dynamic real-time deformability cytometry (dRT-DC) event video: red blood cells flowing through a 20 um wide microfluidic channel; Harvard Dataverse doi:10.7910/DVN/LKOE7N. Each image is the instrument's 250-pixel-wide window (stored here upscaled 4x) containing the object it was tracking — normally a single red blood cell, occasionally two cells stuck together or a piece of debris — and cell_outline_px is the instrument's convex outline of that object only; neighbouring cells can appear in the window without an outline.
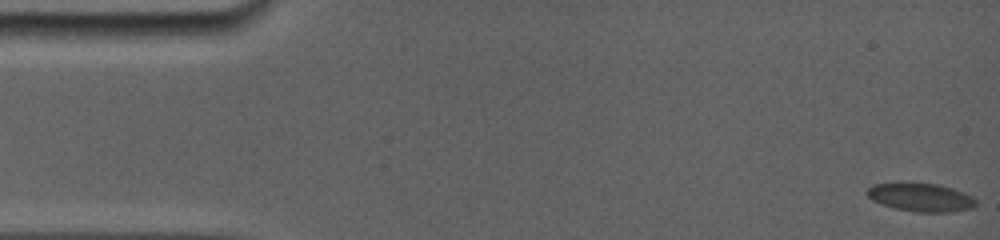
{"species": "common noctule bat (a hibernating species)", "species_latin": "Nyctalus noctula", "temperature_condition": "room temperature", "stored_images_in_passage": 72, "camera_frame_rate_fps": 5000, "um_per_image_px": 0.085, "animal": {"sex": "female", "body_mass_g": 19.0, "forearm_length_mm": 56.7}, "frame": {"image": 1, "passage_image": 1, "time_ms": 0.0, "image_size_px": [1000, 240], "cell_outline_px": [[976, 204], [972, 208], [952, 212], [916, 212], [896, 208], [880, 204], [872, 200], [868, 196], [868, 188], [872, 184], [936, 184], [952, 188], [964, 192], [972, 196], [976, 200]], "centroid_in_image_um": [78.3, 16.79], "position_along_channel_um": 6.7, "area_um2": 17.63}}
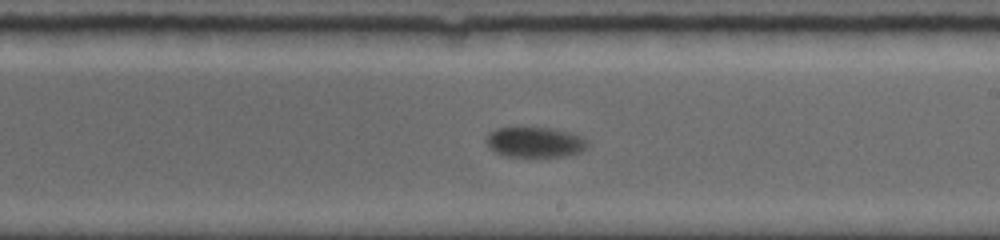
{"frame": {"image": 2, "passage_image": 40, "time_ms": 9.8, "image_size_px": [1000, 240], "cell_outline_px": [[588, 144], [580, 152], [568, 156], [508, 156], [496, 152], [488, 148], [488, 132], [496, 128], [552, 128], [584, 136]], "centroid_in_image_um": [45.49, 12.08], "position_along_channel_um": 243.5, "area_um2": 17.69}}
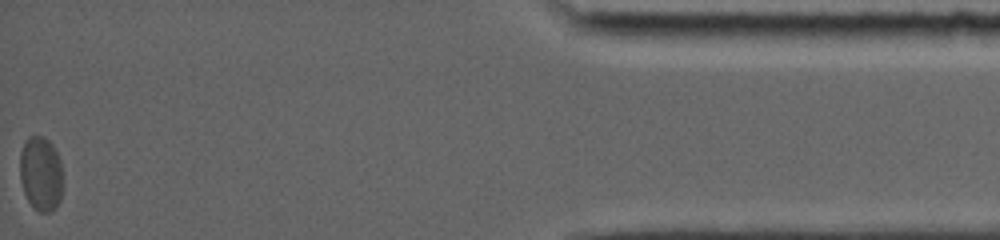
{"frame": {"image": 3, "passage_image": 72, "time_ms": 16.8, "image_size_px": [1000, 240], "cell_outline_px": [[60, 200], [56, 208], [52, 212], [40, 212], [28, 200], [24, 192], [20, 180], [20, 152], [24, 140], [28, 136], [44, 136], [52, 144], [60, 160]], "centroid_in_image_um": [3.44, 14.73], "position_along_channel_um": 431.8, "area_um2": 18.44}}